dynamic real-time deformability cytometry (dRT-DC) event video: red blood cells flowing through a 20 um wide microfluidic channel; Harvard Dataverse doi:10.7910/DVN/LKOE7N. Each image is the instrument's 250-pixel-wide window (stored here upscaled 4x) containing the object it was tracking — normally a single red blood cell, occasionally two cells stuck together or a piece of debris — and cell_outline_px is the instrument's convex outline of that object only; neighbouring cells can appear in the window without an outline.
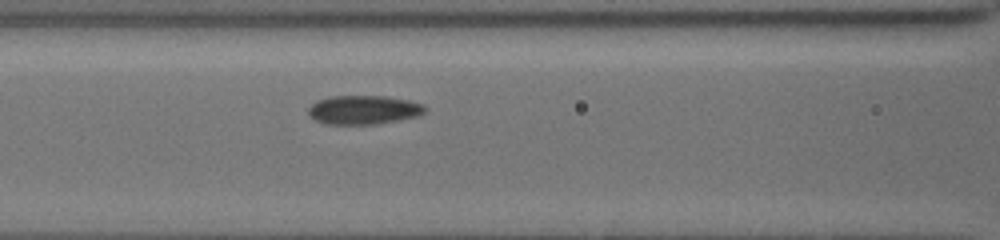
{"species": "common noctule bat (a hibernating species)", "species_latin": "Nyctalus noctula", "temperature_condition": "cold", "stored_images_in_passage": 6, "camera_frame_rate_fps": 3000, "um_per_image_px": 0.085, "animal": {"sex": "female", "body_mass_g": 19.5, "forearm_length_mm": 54.1}, "frame": {"image": 1, "passage_image": 6, "time_ms": 4.333, "image_size_px": [1000, 240], "cell_outline_px": [[428, 108], [424, 112], [416, 116], [396, 120], [372, 124], [324, 124], [308, 116], [308, 108], [316, 100], [328, 96], [384, 96], [408, 100], [424, 104]], "centroid_in_image_um": [30.86, 9.32], "position_along_channel_um": 135.7, "area_um2": 19.65}}